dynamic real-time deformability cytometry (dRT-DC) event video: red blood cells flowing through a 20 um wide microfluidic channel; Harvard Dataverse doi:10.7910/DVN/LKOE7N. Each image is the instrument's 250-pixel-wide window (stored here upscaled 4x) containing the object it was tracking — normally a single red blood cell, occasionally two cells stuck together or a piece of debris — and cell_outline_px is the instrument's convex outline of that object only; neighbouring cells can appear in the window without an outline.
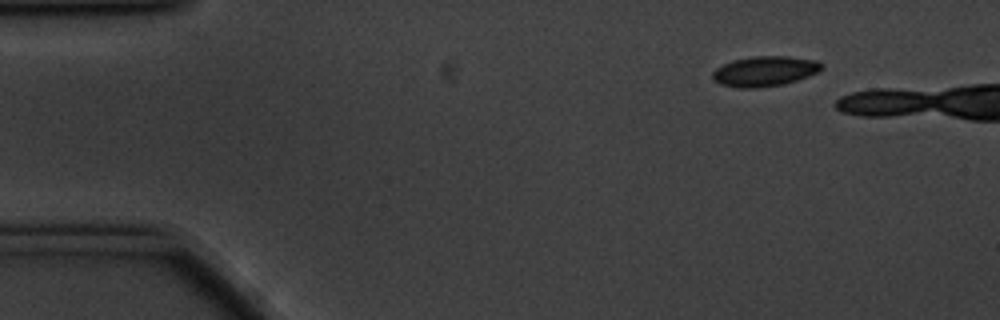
{"species": "common noctule bat (a hibernating species)", "species_latin": "Nyctalus noctula", "temperature_condition": "cold", "stored_images_in_passage": 6, "camera_frame_rate_fps": 3000, "um_per_image_px": 0.085, "animal": {"sex": "male", "body_mass_g": 20.1, "forearm_length_mm": 53.5}, "frame": {"image": 1, "passage_image": 1, "time_ms": 0.0, "image_size_px": [1000, 320], "cell_outline_px": [[824, 68], [820, 72], [784, 84], [756, 88], [736, 88], [720, 84], [712, 76], [712, 72], [716, 68], [732, 60], [752, 56], [788, 56], [816, 60], [824, 64]], "centroid_in_image_um": [65.03, 6.05], "position_along_channel_um": 20.0, "area_um2": 19.31}}